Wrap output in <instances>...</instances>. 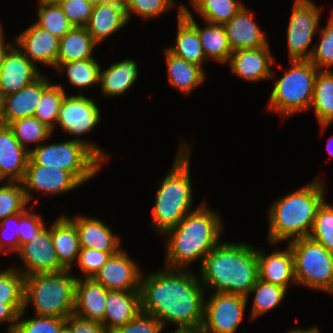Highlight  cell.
I'll return each mask as SVG.
<instances>
[{"instance_id": "1", "label": "cell", "mask_w": 333, "mask_h": 333, "mask_svg": "<svg viewBox=\"0 0 333 333\" xmlns=\"http://www.w3.org/2000/svg\"><path fill=\"white\" fill-rule=\"evenodd\" d=\"M150 273V274H149ZM148 274L140 281L141 311L153 315L164 328H201L205 289L197 272L163 268Z\"/></svg>"}, {"instance_id": "2", "label": "cell", "mask_w": 333, "mask_h": 333, "mask_svg": "<svg viewBox=\"0 0 333 333\" xmlns=\"http://www.w3.org/2000/svg\"><path fill=\"white\" fill-rule=\"evenodd\" d=\"M205 200L188 213L165 237L164 267L192 270L195 262L201 265L205 256L221 242L224 223L220 212L212 210Z\"/></svg>"}, {"instance_id": "3", "label": "cell", "mask_w": 333, "mask_h": 333, "mask_svg": "<svg viewBox=\"0 0 333 333\" xmlns=\"http://www.w3.org/2000/svg\"><path fill=\"white\" fill-rule=\"evenodd\" d=\"M199 268L197 275L206 293L247 296L259 279L257 247L249 242L223 239L205 256Z\"/></svg>"}, {"instance_id": "4", "label": "cell", "mask_w": 333, "mask_h": 333, "mask_svg": "<svg viewBox=\"0 0 333 333\" xmlns=\"http://www.w3.org/2000/svg\"><path fill=\"white\" fill-rule=\"evenodd\" d=\"M324 183L317 176L293 192L272 201L267 210L269 245L274 248V245L277 247L278 244L309 236L317 210L325 200Z\"/></svg>"}, {"instance_id": "5", "label": "cell", "mask_w": 333, "mask_h": 333, "mask_svg": "<svg viewBox=\"0 0 333 333\" xmlns=\"http://www.w3.org/2000/svg\"><path fill=\"white\" fill-rule=\"evenodd\" d=\"M179 143L171 168L156 184L150 227L161 236L206 200L205 198L195 208L192 207L195 200L190 172L192 145L185 140Z\"/></svg>"}, {"instance_id": "6", "label": "cell", "mask_w": 333, "mask_h": 333, "mask_svg": "<svg viewBox=\"0 0 333 333\" xmlns=\"http://www.w3.org/2000/svg\"><path fill=\"white\" fill-rule=\"evenodd\" d=\"M77 276L71 270L25 276L24 306H32L33 314L67 318L73 314Z\"/></svg>"}, {"instance_id": "7", "label": "cell", "mask_w": 333, "mask_h": 333, "mask_svg": "<svg viewBox=\"0 0 333 333\" xmlns=\"http://www.w3.org/2000/svg\"><path fill=\"white\" fill-rule=\"evenodd\" d=\"M289 68L275 82L269 94L268 111L282 120L310 111L318 69L309 60L289 61Z\"/></svg>"}, {"instance_id": "8", "label": "cell", "mask_w": 333, "mask_h": 333, "mask_svg": "<svg viewBox=\"0 0 333 333\" xmlns=\"http://www.w3.org/2000/svg\"><path fill=\"white\" fill-rule=\"evenodd\" d=\"M47 142L33 148L29 158L37 165L70 172L82 185L100 174L105 164L87 145L72 137L63 142Z\"/></svg>"}, {"instance_id": "9", "label": "cell", "mask_w": 333, "mask_h": 333, "mask_svg": "<svg viewBox=\"0 0 333 333\" xmlns=\"http://www.w3.org/2000/svg\"><path fill=\"white\" fill-rule=\"evenodd\" d=\"M287 244L294 257L297 286L333 296V253L309 237Z\"/></svg>"}, {"instance_id": "10", "label": "cell", "mask_w": 333, "mask_h": 333, "mask_svg": "<svg viewBox=\"0 0 333 333\" xmlns=\"http://www.w3.org/2000/svg\"><path fill=\"white\" fill-rule=\"evenodd\" d=\"M88 95L66 94L59 110L56 126L65 132L73 140L87 145L105 164L108 163L110 155L97 142L90 141L89 135L93 129L100 125L102 113L99 104ZM83 135V137H81ZM75 136V137H74ZM85 136V138H84Z\"/></svg>"}, {"instance_id": "11", "label": "cell", "mask_w": 333, "mask_h": 333, "mask_svg": "<svg viewBox=\"0 0 333 333\" xmlns=\"http://www.w3.org/2000/svg\"><path fill=\"white\" fill-rule=\"evenodd\" d=\"M286 31L290 61L310 60V47L320 28L322 8L312 0H294Z\"/></svg>"}, {"instance_id": "12", "label": "cell", "mask_w": 333, "mask_h": 333, "mask_svg": "<svg viewBox=\"0 0 333 333\" xmlns=\"http://www.w3.org/2000/svg\"><path fill=\"white\" fill-rule=\"evenodd\" d=\"M205 294L203 333H236L243 321L248 301L246 296L232 293Z\"/></svg>"}, {"instance_id": "13", "label": "cell", "mask_w": 333, "mask_h": 333, "mask_svg": "<svg viewBox=\"0 0 333 333\" xmlns=\"http://www.w3.org/2000/svg\"><path fill=\"white\" fill-rule=\"evenodd\" d=\"M22 185L28 203H33L34 194L59 196L82 187V184L68 171L35 164L30 158Z\"/></svg>"}, {"instance_id": "14", "label": "cell", "mask_w": 333, "mask_h": 333, "mask_svg": "<svg viewBox=\"0 0 333 333\" xmlns=\"http://www.w3.org/2000/svg\"><path fill=\"white\" fill-rule=\"evenodd\" d=\"M15 255L20 259L21 267L14 265L12 267L24 276L65 270L58 261L52 242L51 224L49 227L46 226L33 241L21 245Z\"/></svg>"}, {"instance_id": "15", "label": "cell", "mask_w": 333, "mask_h": 333, "mask_svg": "<svg viewBox=\"0 0 333 333\" xmlns=\"http://www.w3.org/2000/svg\"><path fill=\"white\" fill-rule=\"evenodd\" d=\"M142 273L137 261L122 248L110 256L93 279L107 290L139 291Z\"/></svg>"}, {"instance_id": "16", "label": "cell", "mask_w": 333, "mask_h": 333, "mask_svg": "<svg viewBox=\"0 0 333 333\" xmlns=\"http://www.w3.org/2000/svg\"><path fill=\"white\" fill-rule=\"evenodd\" d=\"M13 43L37 67L53 68L57 65L60 39L47 30L31 23L25 30L14 37Z\"/></svg>"}, {"instance_id": "17", "label": "cell", "mask_w": 333, "mask_h": 333, "mask_svg": "<svg viewBox=\"0 0 333 333\" xmlns=\"http://www.w3.org/2000/svg\"><path fill=\"white\" fill-rule=\"evenodd\" d=\"M270 46L257 49H238L232 52L227 64L230 71L249 82L272 80L275 77L271 67L276 66V56Z\"/></svg>"}, {"instance_id": "18", "label": "cell", "mask_w": 333, "mask_h": 333, "mask_svg": "<svg viewBox=\"0 0 333 333\" xmlns=\"http://www.w3.org/2000/svg\"><path fill=\"white\" fill-rule=\"evenodd\" d=\"M37 68L13 43L5 52L0 71V97L17 93L38 79L43 71Z\"/></svg>"}, {"instance_id": "19", "label": "cell", "mask_w": 333, "mask_h": 333, "mask_svg": "<svg viewBox=\"0 0 333 333\" xmlns=\"http://www.w3.org/2000/svg\"><path fill=\"white\" fill-rule=\"evenodd\" d=\"M69 218L75 223L81 248H91L107 253H118L122 248L119 234L114 233L102 219L89 214H76Z\"/></svg>"}, {"instance_id": "20", "label": "cell", "mask_w": 333, "mask_h": 333, "mask_svg": "<svg viewBox=\"0 0 333 333\" xmlns=\"http://www.w3.org/2000/svg\"><path fill=\"white\" fill-rule=\"evenodd\" d=\"M254 14L244 5L235 16L224 24L232 51L270 46L267 33L256 22Z\"/></svg>"}, {"instance_id": "21", "label": "cell", "mask_w": 333, "mask_h": 333, "mask_svg": "<svg viewBox=\"0 0 333 333\" xmlns=\"http://www.w3.org/2000/svg\"><path fill=\"white\" fill-rule=\"evenodd\" d=\"M286 248L268 253L257 247L259 279L285 288L297 286L295 278L294 257L288 244ZM261 249V250H260Z\"/></svg>"}, {"instance_id": "22", "label": "cell", "mask_w": 333, "mask_h": 333, "mask_svg": "<svg viewBox=\"0 0 333 333\" xmlns=\"http://www.w3.org/2000/svg\"><path fill=\"white\" fill-rule=\"evenodd\" d=\"M30 153L14 137L8 125H0V181L22 182Z\"/></svg>"}, {"instance_id": "23", "label": "cell", "mask_w": 333, "mask_h": 333, "mask_svg": "<svg viewBox=\"0 0 333 333\" xmlns=\"http://www.w3.org/2000/svg\"><path fill=\"white\" fill-rule=\"evenodd\" d=\"M108 291L93 278H77L73 314L101 323L104 320Z\"/></svg>"}, {"instance_id": "24", "label": "cell", "mask_w": 333, "mask_h": 333, "mask_svg": "<svg viewBox=\"0 0 333 333\" xmlns=\"http://www.w3.org/2000/svg\"><path fill=\"white\" fill-rule=\"evenodd\" d=\"M51 238L59 263L73 271L81 250L75 223L65 213L51 223Z\"/></svg>"}, {"instance_id": "25", "label": "cell", "mask_w": 333, "mask_h": 333, "mask_svg": "<svg viewBox=\"0 0 333 333\" xmlns=\"http://www.w3.org/2000/svg\"><path fill=\"white\" fill-rule=\"evenodd\" d=\"M168 84L170 87L179 90L186 97L194 90L203 86L207 79V73L200 66L177 57L163 49ZM200 86V87H199Z\"/></svg>"}, {"instance_id": "26", "label": "cell", "mask_w": 333, "mask_h": 333, "mask_svg": "<svg viewBox=\"0 0 333 333\" xmlns=\"http://www.w3.org/2000/svg\"><path fill=\"white\" fill-rule=\"evenodd\" d=\"M105 306L101 324L111 333L131 321L141 311L140 292L109 290Z\"/></svg>"}, {"instance_id": "27", "label": "cell", "mask_w": 333, "mask_h": 333, "mask_svg": "<svg viewBox=\"0 0 333 333\" xmlns=\"http://www.w3.org/2000/svg\"><path fill=\"white\" fill-rule=\"evenodd\" d=\"M134 59L125 58L111 63L108 68L100 70V94L107 98L118 97L134 87L138 79L139 67ZM139 74V75H138Z\"/></svg>"}, {"instance_id": "28", "label": "cell", "mask_w": 333, "mask_h": 333, "mask_svg": "<svg viewBox=\"0 0 333 333\" xmlns=\"http://www.w3.org/2000/svg\"><path fill=\"white\" fill-rule=\"evenodd\" d=\"M182 14L197 28L207 62L213 59L212 61L218 64H227L233 51L228 42L225 26L204 21L205 26L200 27L194 19V13L186 4Z\"/></svg>"}, {"instance_id": "29", "label": "cell", "mask_w": 333, "mask_h": 333, "mask_svg": "<svg viewBox=\"0 0 333 333\" xmlns=\"http://www.w3.org/2000/svg\"><path fill=\"white\" fill-rule=\"evenodd\" d=\"M124 8L107 2L93 7L92 14L85 26L93 40L99 45L128 25Z\"/></svg>"}, {"instance_id": "30", "label": "cell", "mask_w": 333, "mask_h": 333, "mask_svg": "<svg viewBox=\"0 0 333 333\" xmlns=\"http://www.w3.org/2000/svg\"><path fill=\"white\" fill-rule=\"evenodd\" d=\"M177 34L174 43L165 47L177 57L204 68L207 59L203 51L197 28L182 14L183 10H177Z\"/></svg>"}, {"instance_id": "31", "label": "cell", "mask_w": 333, "mask_h": 333, "mask_svg": "<svg viewBox=\"0 0 333 333\" xmlns=\"http://www.w3.org/2000/svg\"><path fill=\"white\" fill-rule=\"evenodd\" d=\"M42 95V75L17 93L2 98V124L34 116Z\"/></svg>"}, {"instance_id": "32", "label": "cell", "mask_w": 333, "mask_h": 333, "mask_svg": "<svg viewBox=\"0 0 333 333\" xmlns=\"http://www.w3.org/2000/svg\"><path fill=\"white\" fill-rule=\"evenodd\" d=\"M313 109V110H312ZM315 113L321 132L333 123V70H319L313 90L310 111Z\"/></svg>"}, {"instance_id": "33", "label": "cell", "mask_w": 333, "mask_h": 333, "mask_svg": "<svg viewBox=\"0 0 333 333\" xmlns=\"http://www.w3.org/2000/svg\"><path fill=\"white\" fill-rule=\"evenodd\" d=\"M98 46L85 27L73 26L60 38L57 63L94 58Z\"/></svg>"}, {"instance_id": "34", "label": "cell", "mask_w": 333, "mask_h": 333, "mask_svg": "<svg viewBox=\"0 0 333 333\" xmlns=\"http://www.w3.org/2000/svg\"><path fill=\"white\" fill-rule=\"evenodd\" d=\"M101 65L95 58L57 63L54 71L59 76H67L70 86L77 88L78 94H84V89L92 90V87L99 86ZM96 85V86H95Z\"/></svg>"}, {"instance_id": "35", "label": "cell", "mask_w": 333, "mask_h": 333, "mask_svg": "<svg viewBox=\"0 0 333 333\" xmlns=\"http://www.w3.org/2000/svg\"><path fill=\"white\" fill-rule=\"evenodd\" d=\"M61 83L55 84L47 73L42 74V95L34 117L49 127L52 132L56 129L57 117L61 103L67 91Z\"/></svg>"}, {"instance_id": "36", "label": "cell", "mask_w": 333, "mask_h": 333, "mask_svg": "<svg viewBox=\"0 0 333 333\" xmlns=\"http://www.w3.org/2000/svg\"><path fill=\"white\" fill-rule=\"evenodd\" d=\"M287 293L288 291L281 286L258 279L246 296L247 301H249L251 295L254 297L249 319L254 321L267 312L278 308L285 300Z\"/></svg>"}, {"instance_id": "37", "label": "cell", "mask_w": 333, "mask_h": 333, "mask_svg": "<svg viewBox=\"0 0 333 333\" xmlns=\"http://www.w3.org/2000/svg\"><path fill=\"white\" fill-rule=\"evenodd\" d=\"M243 3L242 0H190L189 4L203 21L224 25L245 5Z\"/></svg>"}, {"instance_id": "38", "label": "cell", "mask_w": 333, "mask_h": 333, "mask_svg": "<svg viewBox=\"0 0 333 333\" xmlns=\"http://www.w3.org/2000/svg\"><path fill=\"white\" fill-rule=\"evenodd\" d=\"M8 127L12 130L20 145L29 153L44 141H50L54 134L49 127L34 116L14 120L8 124ZM33 144H35L34 147H32Z\"/></svg>"}, {"instance_id": "39", "label": "cell", "mask_w": 333, "mask_h": 333, "mask_svg": "<svg viewBox=\"0 0 333 333\" xmlns=\"http://www.w3.org/2000/svg\"><path fill=\"white\" fill-rule=\"evenodd\" d=\"M37 3V19L34 22L38 26L59 39L73 27L57 1L37 0Z\"/></svg>"}, {"instance_id": "40", "label": "cell", "mask_w": 333, "mask_h": 333, "mask_svg": "<svg viewBox=\"0 0 333 333\" xmlns=\"http://www.w3.org/2000/svg\"><path fill=\"white\" fill-rule=\"evenodd\" d=\"M178 4V5H177ZM178 10L184 9V4L177 3L175 0H128V5L125 9L127 19L130 23L131 16H139L144 22L164 16L168 11L175 7Z\"/></svg>"}, {"instance_id": "41", "label": "cell", "mask_w": 333, "mask_h": 333, "mask_svg": "<svg viewBox=\"0 0 333 333\" xmlns=\"http://www.w3.org/2000/svg\"><path fill=\"white\" fill-rule=\"evenodd\" d=\"M28 206L22 182L0 181V221L24 212Z\"/></svg>"}, {"instance_id": "42", "label": "cell", "mask_w": 333, "mask_h": 333, "mask_svg": "<svg viewBox=\"0 0 333 333\" xmlns=\"http://www.w3.org/2000/svg\"><path fill=\"white\" fill-rule=\"evenodd\" d=\"M327 21L317 32L320 40L313 45L309 60L318 70H333V10Z\"/></svg>"}, {"instance_id": "43", "label": "cell", "mask_w": 333, "mask_h": 333, "mask_svg": "<svg viewBox=\"0 0 333 333\" xmlns=\"http://www.w3.org/2000/svg\"><path fill=\"white\" fill-rule=\"evenodd\" d=\"M333 203L324 200L319 206L309 238L333 253Z\"/></svg>"}, {"instance_id": "44", "label": "cell", "mask_w": 333, "mask_h": 333, "mask_svg": "<svg viewBox=\"0 0 333 333\" xmlns=\"http://www.w3.org/2000/svg\"><path fill=\"white\" fill-rule=\"evenodd\" d=\"M25 316L27 318L25 319ZM66 323V318L45 317L33 315L29 317L22 310L11 333H59L61 327Z\"/></svg>"}, {"instance_id": "45", "label": "cell", "mask_w": 333, "mask_h": 333, "mask_svg": "<svg viewBox=\"0 0 333 333\" xmlns=\"http://www.w3.org/2000/svg\"><path fill=\"white\" fill-rule=\"evenodd\" d=\"M25 276L14 267L0 269V301L24 303Z\"/></svg>"}, {"instance_id": "46", "label": "cell", "mask_w": 333, "mask_h": 333, "mask_svg": "<svg viewBox=\"0 0 333 333\" xmlns=\"http://www.w3.org/2000/svg\"><path fill=\"white\" fill-rule=\"evenodd\" d=\"M91 248H81L75 266L79 268L82 275L77 278H93L100 268L107 262L111 255Z\"/></svg>"}, {"instance_id": "47", "label": "cell", "mask_w": 333, "mask_h": 333, "mask_svg": "<svg viewBox=\"0 0 333 333\" xmlns=\"http://www.w3.org/2000/svg\"><path fill=\"white\" fill-rule=\"evenodd\" d=\"M35 205H31L24 212L19 213V231L18 236L20 246L33 241L38 234L47 226L41 214L33 211Z\"/></svg>"}, {"instance_id": "48", "label": "cell", "mask_w": 333, "mask_h": 333, "mask_svg": "<svg viewBox=\"0 0 333 333\" xmlns=\"http://www.w3.org/2000/svg\"><path fill=\"white\" fill-rule=\"evenodd\" d=\"M19 234V213L0 221V255L18 252L20 249Z\"/></svg>"}, {"instance_id": "49", "label": "cell", "mask_w": 333, "mask_h": 333, "mask_svg": "<svg viewBox=\"0 0 333 333\" xmlns=\"http://www.w3.org/2000/svg\"><path fill=\"white\" fill-rule=\"evenodd\" d=\"M73 26L85 27L93 11L86 0H56Z\"/></svg>"}, {"instance_id": "50", "label": "cell", "mask_w": 333, "mask_h": 333, "mask_svg": "<svg viewBox=\"0 0 333 333\" xmlns=\"http://www.w3.org/2000/svg\"><path fill=\"white\" fill-rule=\"evenodd\" d=\"M163 328L153 315L140 311L131 321L111 333H161Z\"/></svg>"}, {"instance_id": "51", "label": "cell", "mask_w": 333, "mask_h": 333, "mask_svg": "<svg viewBox=\"0 0 333 333\" xmlns=\"http://www.w3.org/2000/svg\"><path fill=\"white\" fill-rule=\"evenodd\" d=\"M66 324L72 333H109L101 323L81 318L75 314L66 318Z\"/></svg>"}, {"instance_id": "52", "label": "cell", "mask_w": 333, "mask_h": 333, "mask_svg": "<svg viewBox=\"0 0 333 333\" xmlns=\"http://www.w3.org/2000/svg\"><path fill=\"white\" fill-rule=\"evenodd\" d=\"M23 306L24 303H3V301H0V327L7 325L6 333L13 331Z\"/></svg>"}, {"instance_id": "53", "label": "cell", "mask_w": 333, "mask_h": 333, "mask_svg": "<svg viewBox=\"0 0 333 333\" xmlns=\"http://www.w3.org/2000/svg\"><path fill=\"white\" fill-rule=\"evenodd\" d=\"M0 26V71L2 67V61L5 55L6 50L13 44V42H10V39L7 40V36H5L4 32V26Z\"/></svg>"}, {"instance_id": "54", "label": "cell", "mask_w": 333, "mask_h": 333, "mask_svg": "<svg viewBox=\"0 0 333 333\" xmlns=\"http://www.w3.org/2000/svg\"><path fill=\"white\" fill-rule=\"evenodd\" d=\"M321 330L317 327V325H312V327L301 328V327H293L287 330L285 333H321Z\"/></svg>"}, {"instance_id": "55", "label": "cell", "mask_w": 333, "mask_h": 333, "mask_svg": "<svg viewBox=\"0 0 333 333\" xmlns=\"http://www.w3.org/2000/svg\"><path fill=\"white\" fill-rule=\"evenodd\" d=\"M164 329L165 328H163V330H162V332L161 333H164ZM165 333H203L202 332V330H201V328H185V327H182V328H180V327H175V329H174V331H170V332H166L165 331Z\"/></svg>"}, {"instance_id": "56", "label": "cell", "mask_w": 333, "mask_h": 333, "mask_svg": "<svg viewBox=\"0 0 333 333\" xmlns=\"http://www.w3.org/2000/svg\"><path fill=\"white\" fill-rule=\"evenodd\" d=\"M105 2L120 6L124 9H126L128 5V0H106Z\"/></svg>"}, {"instance_id": "57", "label": "cell", "mask_w": 333, "mask_h": 333, "mask_svg": "<svg viewBox=\"0 0 333 333\" xmlns=\"http://www.w3.org/2000/svg\"><path fill=\"white\" fill-rule=\"evenodd\" d=\"M325 147L329 154V158L331 156L333 157V135H332V137L329 138L328 143L325 145Z\"/></svg>"}, {"instance_id": "58", "label": "cell", "mask_w": 333, "mask_h": 333, "mask_svg": "<svg viewBox=\"0 0 333 333\" xmlns=\"http://www.w3.org/2000/svg\"><path fill=\"white\" fill-rule=\"evenodd\" d=\"M59 333H72V331H71L70 327L65 323V324L61 327Z\"/></svg>"}, {"instance_id": "59", "label": "cell", "mask_w": 333, "mask_h": 333, "mask_svg": "<svg viewBox=\"0 0 333 333\" xmlns=\"http://www.w3.org/2000/svg\"><path fill=\"white\" fill-rule=\"evenodd\" d=\"M93 7L99 5L100 3H104L106 0H86Z\"/></svg>"}, {"instance_id": "60", "label": "cell", "mask_w": 333, "mask_h": 333, "mask_svg": "<svg viewBox=\"0 0 333 333\" xmlns=\"http://www.w3.org/2000/svg\"><path fill=\"white\" fill-rule=\"evenodd\" d=\"M2 124V99L0 97V125Z\"/></svg>"}]
</instances>
